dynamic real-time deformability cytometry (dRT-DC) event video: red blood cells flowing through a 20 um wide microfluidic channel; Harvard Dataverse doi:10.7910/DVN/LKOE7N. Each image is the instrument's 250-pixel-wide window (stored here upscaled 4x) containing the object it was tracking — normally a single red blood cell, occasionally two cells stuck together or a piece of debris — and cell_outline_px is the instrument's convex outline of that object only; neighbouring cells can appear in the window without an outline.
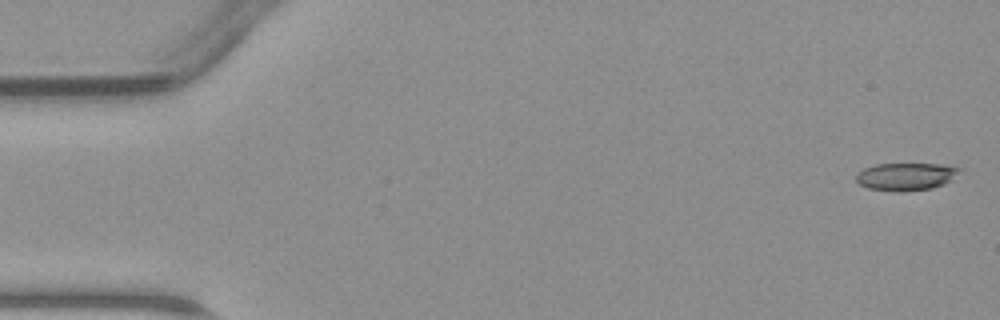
{"species": "common noctule bat (a hibernating species)", "species_latin": "Nyctalus noctula", "temperature_condition": "warm", "stored_images_in_passage": 24, "camera_frame_rate_fps": 3000, "um_per_image_px": 0.085, "animal": {"sex": "male", "body_mass_g": 23.1, "forearm_length_mm": 52.7}, "frame": {"image": 1, "passage_image": 1, "time_ms": 0.0, "image_size_px": [1000, 320], "cell_outline_px": [[960, 168], [944, 184], [932, 188], [900, 192], [896, 192], [868, 188], [860, 184], [856, 180], [856, 176], [864, 168], [876, 164], [936, 164]], "centroid_in_image_um": [76.92, 15.02], "position_along_channel_um": 8.1, "area_um2": 16.18}}
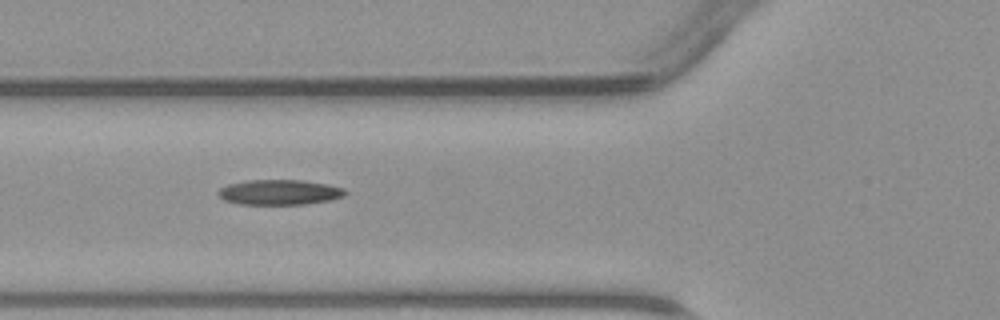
{"frame": {"image": 2, "passage_image": 17, "time_ms": 5.333, "image_size_px": [1000, 320], "cell_outline_px": [[348, 192], [344, 196], [328, 200], [304, 204], [240, 204], [224, 200], [216, 192], [220, 188], [228, 184], [248, 180], [304, 180], [328, 184], [344, 188]], "centroid_in_image_um": [23.76, 16.33], "position_along_channel_um": 102.0, "area_um2": 18.61}}
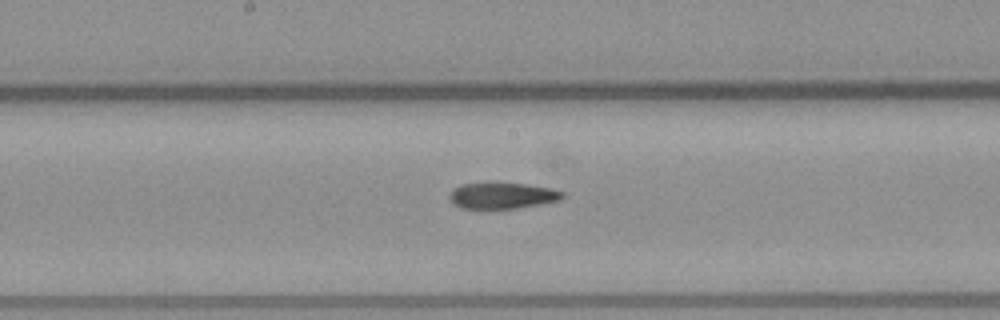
{"frame": {"image": 3, "passage_image": 24, "time_ms": 7.667, "image_size_px": [1000, 320], "cell_outline_px": [[564, 196], [560, 200], [540, 204], [516, 208], [460, 208], [452, 204], [448, 196], [452, 188], [460, 184], [528, 184], [552, 188], [564, 192]], "centroid_in_image_um": [42.68, 16.63], "position_along_channel_um": 205.5, "area_um2": 17.05}}